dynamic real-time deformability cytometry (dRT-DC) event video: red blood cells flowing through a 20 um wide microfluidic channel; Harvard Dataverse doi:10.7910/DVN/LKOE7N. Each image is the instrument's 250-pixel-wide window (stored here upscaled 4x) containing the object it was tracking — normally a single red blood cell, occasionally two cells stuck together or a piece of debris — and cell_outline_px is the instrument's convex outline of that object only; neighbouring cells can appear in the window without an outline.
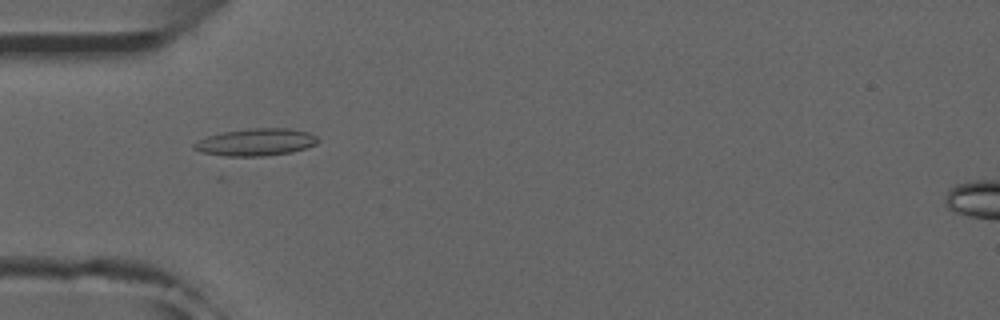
{"species": "common noctule bat (a hibernating species)", "species_latin": "Nyctalus noctula", "temperature_condition": "room temperature", "stored_images_in_passage": 45, "camera_frame_rate_fps": 3000, "um_per_image_px": 0.085, "animal": {"sex": "male", "forearm_length_mm": 52.5}, "frame": {"image": 1, "passage_image": 9, "time_ms": 2.667, "image_size_px": [1000, 320], "cell_outline_px": [[320, 140], [316, 144], [292, 152], [264, 156], [224, 156], [200, 152], [192, 148], [192, 144], [208, 136], [224, 132], [248, 128], [288, 128], [308, 132], [316, 136]], "centroid_in_image_um": [21.75, 12.08], "position_along_channel_um": 63.3, "area_um2": 19.65}}
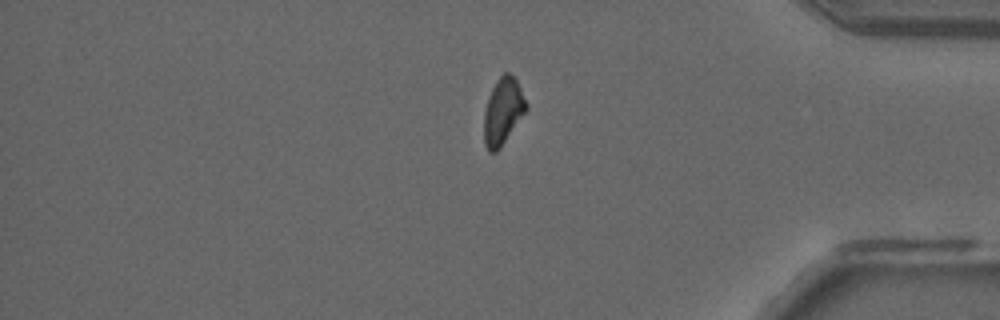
{"frame": {"image": 2, "passage_image": 36, "time_ms": 11.667, "image_size_px": [1000, 320], "cell_outline_px": [[528, 108], [500, 148], [496, 152], [488, 152], [484, 144], [484, 112], [488, 96], [496, 80], [504, 72], [508, 72], [516, 76], [528, 104]], "centroid_in_image_um": [42.76, 9.42], "position_along_channel_um": 392.4, "area_um2": 16.65}}
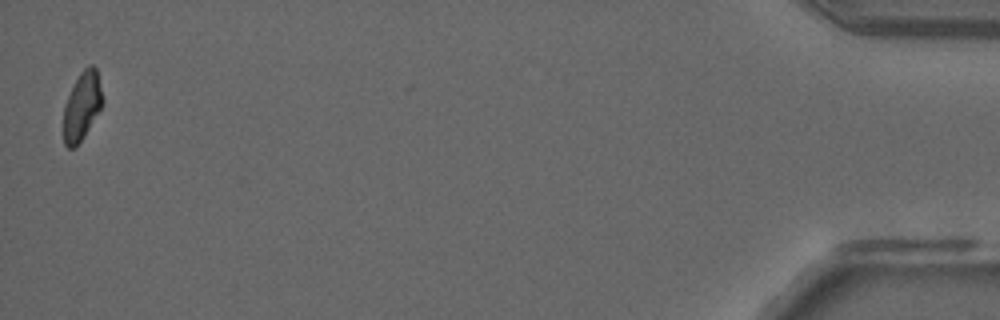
{"frame": {"image": 3, "passage_image": 44, "time_ms": 14.333, "image_size_px": [1000, 320], "cell_outline_px": [[104, 104], [84, 136], [76, 148], [68, 148], [64, 144], [64, 108], [68, 96], [80, 72], [88, 64], [92, 64], [96, 68], [104, 100]], "centroid_in_image_um": [6.99, 9.02], "position_along_channel_um": 428.2, "area_um2": 15.55}}